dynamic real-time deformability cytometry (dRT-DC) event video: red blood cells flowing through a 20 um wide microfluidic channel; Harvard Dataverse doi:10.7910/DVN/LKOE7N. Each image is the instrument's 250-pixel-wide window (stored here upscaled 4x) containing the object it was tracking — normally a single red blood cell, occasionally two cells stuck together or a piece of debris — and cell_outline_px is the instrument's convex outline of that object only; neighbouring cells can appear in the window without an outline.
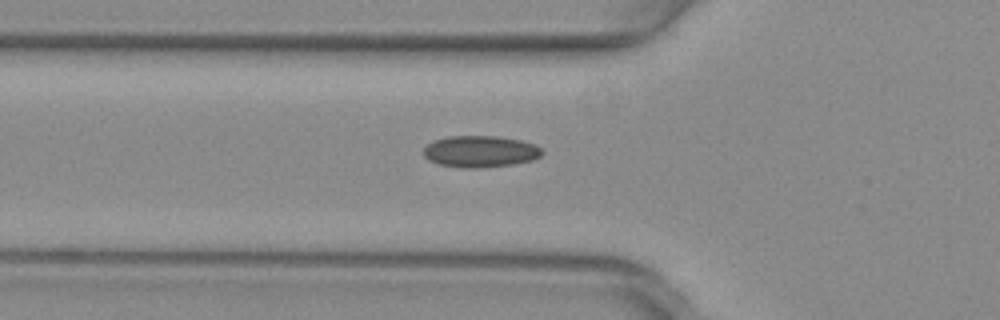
{"species": "common noctule bat (a hibernating species)", "species_latin": "Nyctalus noctula", "temperature_condition": "warm", "stored_images_in_passage": 35, "camera_frame_rate_fps": 3000, "um_per_image_px": 0.085, "animal": {"sex": "female", "body_mass_g": 29.2, "forearm_length_mm": 56.3}, "frame": {"image": 1, "passage_image": 2, "time_ms": 0.333, "image_size_px": [1000, 320], "cell_outline_px": [[544, 152], [540, 156], [532, 160], [512, 164], [480, 168], [460, 168], [440, 164], [428, 160], [424, 156], [424, 148], [432, 140], [448, 136], [496, 136], [520, 140], [536, 144]], "centroid_in_image_um": [40.81, 12.87], "position_along_channel_um": 85.0, "area_um2": 21.91}}
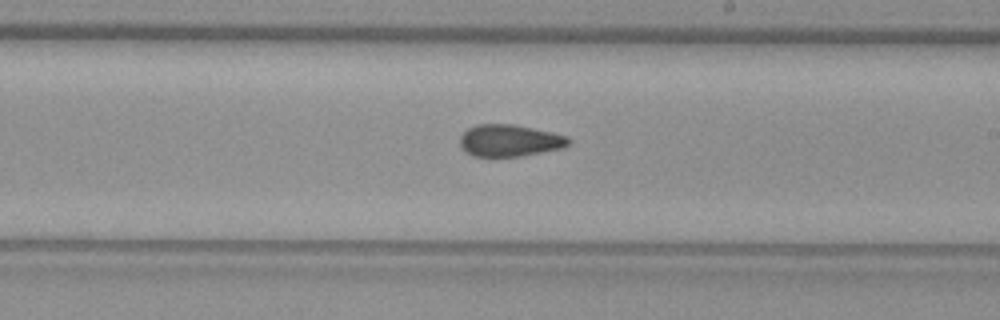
{"frame": {"image": 2, "passage_image": 14, "time_ms": 4.333, "image_size_px": [1000, 320], "cell_outline_px": [[572, 140], [568, 144], [560, 148], [520, 156], [472, 156], [460, 148], [460, 136], [468, 128], [476, 124], [512, 124], [552, 132], [568, 136]], "centroid_in_image_um": [43.28, 11.94], "position_along_channel_um": 245.7, "area_um2": 20.11}}
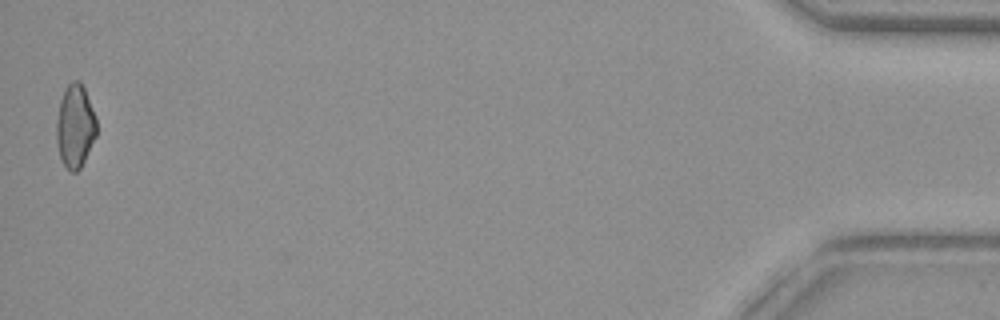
{"frame": {"image": 3, "passage_image": 35, "time_ms": 11.333, "image_size_px": [1000, 320], "cell_outline_px": [[96, 136], [80, 168], [76, 172], [68, 172], [60, 160], [56, 140], [56, 120], [60, 100], [68, 84], [72, 80], [80, 80], [84, 88], [96, 116]], "centroid_in_image_um": [6.37, 10.74], "position_along_channel_um": 428.8, "area_um2": 19.59}, "authors_computed_cell_mechanics": {"area_um2": 20.23, "velocity_mm_per_s": 4.0023, "shape_relaxation_time_tau1_ms": null, "shape_relaxation_time_tau2_ms": 2.0654, "deformation_change_tau1": null, "deformation_change_tau2": 0.0717}}